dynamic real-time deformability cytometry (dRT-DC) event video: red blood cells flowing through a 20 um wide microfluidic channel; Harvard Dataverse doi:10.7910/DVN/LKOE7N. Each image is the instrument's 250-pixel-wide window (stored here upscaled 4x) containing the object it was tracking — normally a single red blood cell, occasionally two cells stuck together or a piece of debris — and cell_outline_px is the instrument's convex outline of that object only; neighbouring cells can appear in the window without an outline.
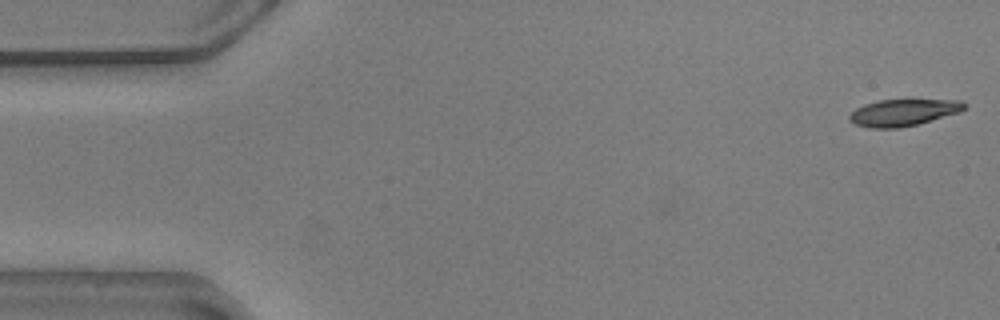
{"species": "common noctule bat (a hibernating species)", "species_latin": "Nyctalus noctula", "temperature_condition": "warm", "stored_images_in_passage": 8, "camera_frame_rate_fps": 3000, "um_per_image_px": 0.085, "animal": {"sex": "male", "body_mass_g": 20.5, "forearm_length_mm": 52.5}, "frame": {"image": 1, "passage_image": 1, "time_ms": 0.0, "image_size_px": [1000, 320], "cell_outline_px": [[968, 104], [960, 112], [916, 124], [900, 128], [868, 128], [856, 124], [848, 120], [848, 116], [856, 108], [864, 104], [880, 100], [960, 100]], "centroid_in_image_um": [76.76, 9.56], "position_along_channel_um": 8.2, "area_um2": 17.8}}